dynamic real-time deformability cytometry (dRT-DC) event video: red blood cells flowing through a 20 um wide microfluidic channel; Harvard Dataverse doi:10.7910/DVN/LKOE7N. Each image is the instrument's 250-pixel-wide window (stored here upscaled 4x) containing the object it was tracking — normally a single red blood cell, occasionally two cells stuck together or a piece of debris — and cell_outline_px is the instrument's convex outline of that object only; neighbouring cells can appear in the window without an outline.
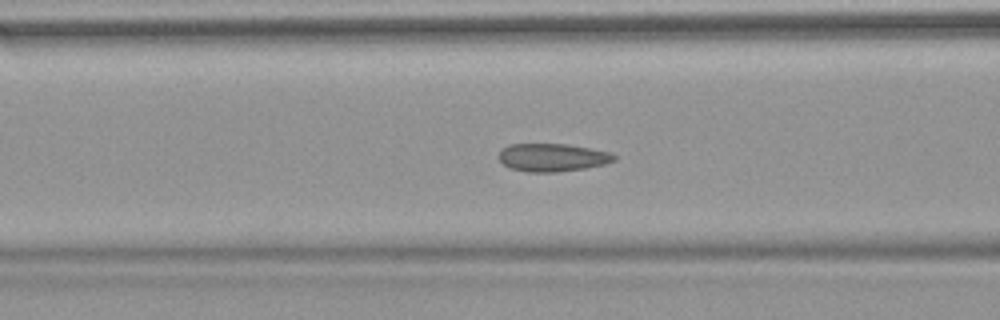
{"species": "common noctule bat (a hibernating species)", "species_latin": "Nyctalus noctula", "temperature_condition": "warm", "stored_images_in_passage": 40, "camera_frame_rate_fps": 3000, "um_per_image_px": 0.085, "animal": {"sex": "female", "body_mass_g": 18.4}, "frame": {"image": 1, "passage_image": 7, "time_ms": 2.0, "image_size_px": [1000, 320], "cell_outline_px": [[616, 160], [604, 164], [584, 168], [556, 172], [528, 172], [508, 168], [496, 156], [508, 144], [564, 144], [612, 152], [616, 156]], "centroid_in_image_um": [46.93, 13.39], "position_along_channel_um": 119.7, "area_um2": 18.79}, "authors_computed_cell_mechanics": {"area_um2": 18.7272, "velocity_mm_per_s": 3.7974, "shape_relaxation_time_tau1_ms": null, "shape_relaxation_time_tau2_ms": 0.4218, "deformation_change_tau1": null, "deformation_change_tau2": 0.0497}}